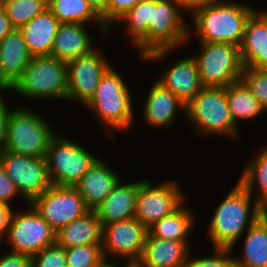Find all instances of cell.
Here are the masks:
<instances>
[{
	"instance_id": "d4e9b609",
	"label": "cell",
	"mask_w": 267,
	"mask_h": 267,
	"mask_svg": "<svg viewBox=\"0 0 267 267\" xmlns=\"http://www.w3.org/2000/svg\"><path fill=\"white\" fill-rule=\"evenodd\" d=\"M192 249L184 241L158 239L148 232L137 264L140 267H183Z\"/></svg>"
},
{
	"instance_id": "f35d334b",
	"label": "cell",
	"mask_w": 267,
	"mask_h": 267,
	"mask_svg": "<svg viewBox=\"0 0 267 267\" xmlns=\"http://www.w3.org/2000/svg\"><path fill=\"white\" fill-rule=\"evenodd\" d=\"M3 246L0 245V249ZM3 251V252H2ZM0 267H31V257L22 253L0 250Z\"/></svg>"
},
{
	"instance_id": "74e56055",
	"label": "cell",
	"mask_w": 267,
	"mask_h": 267,
	"mask_svg": "<svg viewBox=\"0 0 267 267\" xmlns=\"http://www.w3.org/2000/svg\"><path fill=\"white\" fill-rule=\"evenodd\" d=\"M141 0H109L106 12L101 16L103 24L110 28Z\"/></svg>"
},
{
	"instance_id": "7c38bea8",
	"label": "cell",
	"mask_w": 267,
	"mask_h": 267,
	"mask_svg": "<svg viewBox=\"0 0 267 267\" xmlns=\"http://www.w3.org/2000/svg\"><path fill=\"white\" fill-rule=\"evenodd\" d=\"M187 15L175 0H154L149 28V53L160 49H185Z\"/></svg>"
},
{
	"instance_id": "e0dca14e",
	"label": "cell",
	"mask_w": 267,
	"mask_h": 267,
	"mask_svg": "<svg viewBox=\"0 0 267 267\" xmlns=\"http://www.w3.org/2000/svg\"><path fill=\"white\" fill-rule=\"evenodd\" d=\"M151 81L152 86H148L146 94L143 92V104L139 107V118L142 119L140 122L144 125L153 129L165 130L167 131L171 128L176 127L178 115L185 119V108L186 104L181 101L176 95H174L170 90L165 88L156 79ZM145 97V98H144ZM183 115V116H182Z\"/></svg>"
},
{
	"instance_id": "83f0119b",
	"label": "cell",
	"mask_w": 267,
	"mask_h": 267,
	"mask_svg": "<svg viewBox=\"0 0 267 267\" xmlns=\"http://www.w3.org/2000/svg\"><path fill=\"white\" fill-rule=\"evenodd\" d=\"M262 143H259L261 146L257 147V150L254 149V155L245 159L246 162L243 163L236 180L267 211V142L265 140Z\"/></svg>"
},
{
	"instance_id": "60d3db41",
	"label": "cell",
	"mask_w": 267,
	"mask_h": 267,
	"mask_svg": "<svg viewBox=\"0 0 267 267\" xmlns=\"http://www.w3.org/2000/svg\"><path fill=\"white\" fill-rule=\"evenodd\" d=\"M179 8L190 17L195 11L221 0H175Z\"/></svg>"
},
{
	"instance_id": "4fadbf2b",
	"label": "cell",
	"mask_w": 267,
	"mask_h": 267,
	"mask_svg": "<svg viewBox=\"0 0 267 267\" xmlns=\"http://www.w3.org/2000/svg\"><path fill=\"white\" fill-rule=\"evenodd\" d=\"M102 49V46H98L91 53L67 62L68 105L75 103L73 105L82 108L94 94L106 70L113 64L106 56V49Z\"/></svg>"
},
{
	"instance_id": "b9f144b4",
	"label": "cell",
	"mask_w": 267,
	"mask_h": 267,
	"mask_svg": "<svg viewBox=\"0 0 267 267\" xmlns=\"http://www.w3.org/2000/svg\"><path fill=\"white\" fill-rule=\"evenodd\" d=\"M15 208L0 203V245L4 243L11 216Z\"/></svg>"
},
{
	"instance_id": "9c48e42d",
	"label": "cell",
	"mask_w": 267,
	"mask_h": 267,
	"mask_svg": "<svg viewBox=\"0 0 267 267\" xmlns=\"http://www.w3.org/2000/svg\"><path fill=\"white\" fill-rule=\"evenodd\" d=\"M191 52L195 58L204 87H227L241 80L244 66L240 49L228 43L199 42Z\"/></svg>"
},
{
	"instance_id": "f6af8a7d",
	"label": "cell",
	"mask_w": 267,
	"mask_h": 267,
	"mask_svg": "<svg viewBox=\"0 0 267 267\" xmlns=\"http://www.w3.org/2000/svg\"><path fill=\"white\" fill-rule=\"evenodd\" d=\"M96 267H121V262L120 261H114V260H106V259H104Z\"/></svg>"
},
{
	"instance_id": "8d00e7d4",
	"label": "cell",
	"mask_w": 267,
	"mask_h": 267,
	"mask_svg": "<svg viewBox=\"0 0 267 267\" xmlns=\"http://www.w3.org/2000/svg\"><path fill=\"white\" fill-rule=\"evenodd\" d=\"M20 201V202H18ZM22 201V202H21ZM18 205H27L28 203L20 196L14 182L6 174L5 169L0 164V203L12 208H16ZM15 205V206H14ZM14 206V207H13Z\"/></svg>"
},
{
	"instance_id": "ab89813d",
	"label": "cell",
	"mask_w": 267,
	"mask_h": 267,
	"mask_svg": "<svg viewBox=\"0 0 267 267\" xmlns=\"http://www.w3.org/2000/svg\"><path fill=\"white\" fill-rule=\"evenodd\" d=\"M7 99L9 97L6 95L0 102V152L4 150L8 118L12 109L15 107L12 105V101Z\"/></svg>"
},
{
	"instance_id": "8fae6325",
	"label": "cell",
	"mask_w": 267,
	"mask_h": 267,
	"mask_svg": "<svg viewBox=\"0 0 267 267\" xmlns=\"http://www.w3.org/2000/svg\"><path fill=\"white\" fill-rule=\"evenodd\" d=\"M180 50L183 49L156 50L148 53L143 58V62H152L153 64L161 62V70L157 69L159 70L156 74L158 77L154 76V78L187 104L204 86L201 83L197 62L193 56H190V53L185 57V51H183L184 57L168 61V57L171 58L172 53L175 55V52Z\"/></svg>"
},
{
	"instance_id": "ffe728a7",
	"label": "cell",
	"mask_w": 267,
	"mask_h": 267,
	"mask_svg": "<svg viewBox=\"0 0 267 267\" xmlns=\"http://www.w3.org/2000/svg\"><path fill=\"white\" fill-rule=\"evenodd\" d=\"M111 163L100 156L74 185L90 210H94L124 177Z\"/></svg>"
},
{
	"instance_id": "7bdbcfd3",
	"label": "cell",
	"mask_w": 267,
	"mask_h": 267,
	"mask_svg": "<svg viewBox=\"0 0 267 267\" xmlns=\"http://www.w3.org/2000/svg\"><path fill=\"white\" fill-rule=\"evenodd\" d=\"M15 27L3 11L0 13V41L9 34Z\"/></svg>"
},
{
	"instance_id": "603a6c76",
	"label": "cell",
	"mask_w": 267,
	"mask_h": 267,
	"mask_svg": "<svg viewBox=\"0 0 267 267\" xmlns=\"http://www.w3.org/2000/svg\"><path fill=\"white\" fill-rule=\"evenodd\" d=\"M31 59L21 31L14 28L0 41V84L10 90Z\"/></svg>"
},
{
	"instance_id": "5b68a950",
	"label": "cell",
	"mask_w": 267,
	"mask_h": 267,
	"mask_svg": "<svg viewBox=\"0 0 267 267\" xmlns=\"http://www.w3.org/2000/svg\"><path fill=\"white\" fill-rule=\"evenodd\" d=\"M67 63L51 55L32 57L22 76L9 90V97H20L31 105L45 102H63L67 105ZM34 103V104H33Z\"/></svg>"
},
{
	"instance_id": "484cf974",
	"label": "cell",
	"mask_w": 267,
	"mask_h": 267,
	"mask_svg": "<svg viewBox=\"0 0 267 267\" xmlns=\"http://www.w3.org/2000/svg\"><path fill=\"white\" fill-rule=\"evenodd\" d=\"M187 199L176 211L172 214L163 217L154 223L148 232L158 238L165 240L184 241L192 248H195L193 241L194 230L199 227V215L194 207L189 206ZM197 226V227H196ZM193 241V242H192ZM194 245V247H193Z\"/></svg>"
},
{
	"instance_id": "30bf717a",
	"label": "cell",
	"mask_w": 267,
	"mask_h": 267,
	"mask_svg": "<svg viewBox=\"0 0 267 267\" xmlns=\"http://www.w3.org/2000/svg\"><path fill=\"white\" fill-rule=\"evenodd\" d=\"M15 208L8 231L5 245L8 251L33 256L44 248L55 244L56 231L48 222L28 203L24 209ZM20 209V210H19Z\"/></svg>"
},
{
	"instance_id": "6da1fadb",
	"label": "cell",
	"mask_w": 267,
	"mask_h": 267,
	"mask_svg": "<svg viewBox=\"0 0 267 267\" xmlns=\"http://www.w3.org/2000/svg\"><path fill=\"white\" fill-rule=\"evenodd\" d=\"M115 64L114 62L106 70L94 94L81 108L82 110L85 108L86 112L89 111V114L96 119H93V122L99 123L106 136L104 138H107L109 143L110 141L116 143V140H119L117 135L121 133L132 132L138 118L135 113L138 109V104L135 102L137 98L132 93V85L123 74L125 72H121L120 68L118 70L119 65Z\"/></svg>"
},
{
	"instance_id": "8992f818",
	"label": "cell",
	"mask_w": 267,
	"mask_h": 267,
	"mask_svg": "<svg viewBox=\"0 0 267 267\" xmlns=\"http://www.w3.org/2000/svg\"><path fill=\"white\" fill-rule=\"evenodd\" d=\"M16 102L7 123L5 151L30 157H45L51 139L58 133V125L43 117L41 109ZM19 105V106H18ZM49 120V122H48ZM53 124V125H52ZM55 128V130H54Z\"/></svg>"
},
{
	"instance_id": "f546056e",
	"label": "cell",
	"mask_w": 267,
	"mask_h": 267,
	"mask_svg": "<svg viewBox=\"0 0 267 267\" xmlns=\"http://www.w3.org/2000/svg\"><path fill=\"white\" fill-rule=\"evenodd\" d=\"M226 98L233 122L239 128L247 124L246 122L250 125L249 121L253 123V120L265 119L263 115H267L242 80L231 83L226 87Z\"/></svg>"
},
{
	"instance_id": "4316f807",
	"label": "cell",
	"mask_w": 267,
	"mask_h": 267,
	"mask_svg": "<svg viewBox=\"0 0 267 267\" xmlns=\"http://www.w3.org/2000/svg\"><path fill=\"white\" fill-rule=\"evenodd\" d=\"M59 24L47 8L18 28L32 57L50 55Z\"/></svg>"
},
{
	"instance_id": "9a60e30c",
	"label": "cell",
	"mask_w": 267,
	"mask_h": 267,
	"mask_svg": "<svg viewBox=\"0 0 267 267\" xmlns=\"http://www.w3.org/2000/svg\"><path fill=\"white\" fill-rule=\"evenodd\" d=\"M148 229L135 217L102 226L104 259L137 263L142 255Z\"/></svg>"
},
{
	"instance_id": "d6a6232c",
	"label": "cell",
	"mask_w": 267,
	"mask_h": 267,
	"mask_svg": "<svg viewBox=\"0 0 267 267\" xmlns=\"http://www.w3.org/2000/svg\"><path fill=\"white\" fill-rule=\"evenodd\" d=\"M193 250L195 252V248L192 249L188 260L183 267H235L231 249L210 247L207 250L211 253L202 254L197 251L199 255H196V252L193 253Z\"/></svg>"
},
{
	"instance_id": "2e32d148",
	"label": "cell",
	"mask_w": 267,
	"mask_h": 267,
	"mask_svg": "<svg viewBox=\"0 0 267 267\" xmlns=\"http://www.w3.org/2000/svg\"><path fill=\"white\" fill-rule=\"evenodd\" d=\"M57 232L90 209L75 186L52 185L30 203Z\"/></svg>"
},
{
	"instance_id": "ee69618b",
	"label": "cell",
	"mask_w": 267,
	"mask_h": 267,
	"mask_svg": "<svg viewBox=\"0 0 267 267\" xmlns=\"http://www.w3.org/2000/svg\"><path fill=\"white\" fill-rule=\"evenodd\" d=\"M85 1L101 17L106 12L109 0H85Z\"/></svg>"
},
{
	"instance_id": "bcb514c9",
	"label": "cell",
	"mask_w": 267,
	"mask_h": 267,
	"mask_svg": "<svg viewBox=\"0 0 267 267\" xmlns=\"http://www.w3.org/2000/svg\"><path fill=\"white\" fill-rule=\"evenodd\" d=\"M8 93L9 90L5 86L0 84V102L6 97V94L8 95Z\"/></svg>"
},
{
	"instance_id": "d590c367",
	"label": "cell",
	"mask_w": 267,
	"mask_h": 267,
	"mask_svg": "<svg viewBox=\"0 0 267 267\" xmlns=\"http://www.w3.org/2000/svg\"><path fill=\"white\" fill-rule=\"evenodd\" d=\"M31 267H67L65 248L56 243L31 256Z\"/></svg>"
},
{
	"instance_id": "c3c4849f",
	"label": "cell",
	"mask_w": 267,
	"mask_h": 267,
	"mask_svg": "<svg viewBox=\"0 0 267 267\" xmlns=\"http://www.w3.org/2000/svg\"><path fill=\"white\" fill-rule=\"evenodd\" d=\"M4 2L5 0H0V13L4 11Z\"/></svg>"
},
{
	"instance_id": "f1b7e54d",
	"label": "cell",
	"mask_w": 267,
	"mask_h": 267,
	"mask_svg": "<svg viewBox=\"0 0 267 267\" xmlns=\"http://www.w3.org/2000/svg\"><path fill=\"white\" fill-rule=\"evenodd\" d=\"M63 248L101 244L102 225L95 210L87 211L56 232V242Z\"/></svg>"
},
{
	"instance_id": "ac0fdd59",
	"label": "cell",
	"mask_w": 267,
	"mask_h": 267,
	"mask_svg": "<svg viewBox=\"0 0 267 267\" xmlns=\"http://www.w3.org/2000/svg\"><path fill=\"white\" fill-rule=\"evenodd\" d=\"M92 30H95V32L98 33L97 35L100 34L104 40L106 39L104 41L105 43L106 41H110L108 37L109 29L105 25L60 23L53 41L50 55L67 63L80 56L91 53L99 45H102L96 42V40H99L94 38L96 33Z\"/></svg>"
},
{
	"instance_id": "3957f363",
	"label": "cell",
	"mask_w": 267,
	"mask_h": 267,
	"mask_svg": "<svg viewBox=\"0 0 267 267\" xmlns=\"http://www.w3.org/2000/svg\"><path fill=\"white\" fill-rule=\"evenodd\" d=\"M254 5L248 1L221 0L195 11L188 20V40L185 47L188 45V48L196 40L228 43L239 47L246 23L258 9Z\"/></svg>"
},
{
	"instance_id": "7a4b0ae2",
	"label": "cell",
	"mask_w": 267,
	"mask_h": 267,
	"mask_svg": "<svg viewBox=\"0 0 267 267\" xmlns=\"http://www.w3.org/2000/svg\"><path fill=\"white\" fill-rule=\"evenodd\" d=\"M225 196L212 209L206 219L205 236L214 248L230 249L249 227L266 211L238 182L228 189Z\"/></svg>"
},
{
	"instance_id": "4dcf8cb0",
	"label": "cell",
	"mask_w": 267,
	"mask_h": 267,
	"mask_svg": "<svg viewBox=\"0 0 267 267\" xmlns=\"http://www.w3.org/2000/svg\"><path fill=\"white\" fill-rule=\"evenodd\" d=\"M47 4L60 23L104 25L101 17L85 0H47Z\"/></svg>"
},
{
	"instance_id": "1f68e13d",
	"label": "cell",
	"mask_w": 267,
	"mask_h": 267,
	"mask_svg": "<svg viewBox=\"0 0 267 267\" xmlns=\"http://www.w3.org/2000/svg\"><path fill=\"white\" fill-rule=\"evenodd\" d=\"M47 8V0H5L4 2V12L15 28L28 23Z\"/></svg>"
},
{
	"instance_id": "e575fe53",
	"label": "cell",
	"mask_w": 267,
	"mask_h": 267,
	"mask_svg": "<svg viewBox=\"0 0 267 267\" xmlns=\"http://www.w3.org/2000/svg\"><path fill=\"white\" fill-rule=\"evenodd\" d=\"M241 80L267 113V69L245 67Z\"/></svg>"
},
{
	"instance_id": "44dd1931",
	"label": "cell",
	"mask_w": 267,
	"mask_h": 267,
	"mask_svg": "<svg viewBox=\"0 0 267 267\" xmlns=\"http://www.w3.org/2000/svg\"><path fill=\"white\" fill-rule=\"evenodd\" d=\"M122 178L111 193L94 209L101 225L134 218L136 196L143 179Z\"/></svg>"
},
{
	"instance_id": "52a82bcc",
	"label": "cell",
	"mask_w": 267,
	"mask_h": 267,
	"mask_svg": "<svg viewBox=\"0 0 267 267\" xmlns=\"http://www.w3.org/2000/svg\"><path fill=\"white\" fill-rule=\"evenodd\" d=\"M64 134L58 131L51 139L45 160L53 185L74 186L99 158L97 154L100 153L93 149L90 151V146L84 145L85 141L78 142L77 137V141L74 140V135L72 138Z\"/></svg>"
},
{
	"instance_id": "277c9868",
	"label": "cell",
	"mask_w": 267,
	"mask_h": 267,
	"mask_svg": "<svg viewBox=\"0 0 267 267\" xmlns=\"http://www.w3.org/2000/svg\"><path fill=\"white\" fill-rule=\"evenodd\" d=\"M184 122L188 125L186 131L190 129L195 138L211 140L219 137V141L220 138L228 139L235 146L238 143L240 145L243 139L242 128H239L231 117L226 87H203L186 104Z\"/></svg>"
},
{
	"instance_id": "5bb4252c",
	"label": "cell",
	"mask_w": 267,
	"mask_h": 267,
	"mask_svg": "<svg viewBox=\"0 0 267 267\" xmlns=\"http://www.w3.org/2000/svg\"><path fill=\"white\" fill-rule=\"evenodd\" d=\"M0 164L27 203L53 185L45 157H30L3 150L0 152Z\"/></svg>"
},
{
	"instance_id": "7dc6e473",
	"label": "cell",
	"mask_w": 267,
	"mask_h": 267,
	"mask_svg": "<svg viewBox=\"0 0 267 267\" xmlns=\"http://www.w3.org/2000/svg\"><path fill=\"white\" fill-rule=\"evenodd\" d=\"M121 267H140L137 263H124V262H121Z\"/></svg>"
},
{
	"instance_id": "7402d4cb",
	"label": "cell",
	"mask_w": 267,
	"mask_h": 267,
	"mask_svg": "<svg viewBox=\"0 0 267 267\" xmlns=\"http://www.w3.org/2000/svg\"><path fill=\"white\" fill-rule=\"evenodd\" d=\"M258 8L246 23L240 56L244 68L267 69V10Z\"/></svg>"
},
{
	"instance_id": "d6986e66",
	"label": "cell",
	"mask_w": 267,
	"mask_h": 267,
	"mask_svg": "<svg viewBox=\"0 0 267 267\" xmlns=\"http://www.w3.org/2000/svg\"><path fill=\"white\" fill-rule=\"evenodd\" d=\"M153 8L154 0H141L109 30L108 37L112 39L113 36L117 37L118 35L115 30L121 29L119 32H122L123 37L128 40L126 45H130L129 50H135L133 52L137 53L141 63H144L142 62L143 58L149 53V28Z\"/></svg>"
},
{
	"instance_id": "ba28073f",
	"label": "cell",
	"mask_w": 267,
	"mask_h": 267,
	"mask_svg": "<svg viewBox=\"0 0 267 267\" xmlns=\"http://www.w3.org/2000/svg\"><path fill=\"white\" fill-rule=\"evenodd\" d=\"M179 179H143L136 196L134 217L149 229L154 223L176 211L189 197ZM183 187V188H182Z\"/></svg>"
},
{
	"instance_id": "836d02e7",
	"label": "cell",
	"mask_w": 267,
	"mask_h": 267,
	"mask_svg": "<svg viewBox=\"0 0 267 267\" xmlns=\"http://www.w3.org/2000/svg\"><path fill=\"white\" fill-rule=\"evenodd\" d=\"M67 267H96L103 260L101 244L65 248Z\"/></svg>"
},
{
	"instance_id": "cb8c5ba5",
	"label": "cell",
	"mask_w": 267,
	"mask_h": 267,
	"mask_svg": "<svg viewBox=\"0 0 267 267\" xmlns=\"http://www.w3.org/2000/svg\"><path fill=\"white\" fill-rule=\"evenodd\" d=\"M230 249L235 267H267V211ZM237 249L240 250V254L237 253Z\"/></svg>"
}]
</instances>
